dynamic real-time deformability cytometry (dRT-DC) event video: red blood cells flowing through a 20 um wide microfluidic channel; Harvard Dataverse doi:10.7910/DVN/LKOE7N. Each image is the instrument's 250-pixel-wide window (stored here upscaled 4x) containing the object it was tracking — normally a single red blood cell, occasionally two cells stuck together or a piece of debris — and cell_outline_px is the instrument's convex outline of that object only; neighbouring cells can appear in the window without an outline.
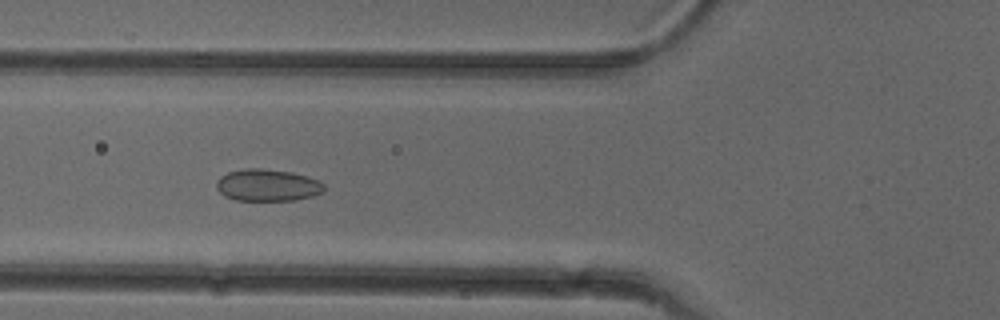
{"species": "common noctule bat (a hibernating species)", "species_latin": "Nyctalus noctula", "temperature_condition": "cold", "stored_images_in_passage": 47, "camera_frame_rate_fps": 3000, "um_per_image_px": 0.085, "animal": {"sex": "female"}, "frame": {"image": 1, "passage_image": 15, "time_ms": 4.667, "image_size_px": [1000, 320], "cell_outline_px": [[324, 192], [312, 196], [296, 200], [236, 200], [224, 196], [216, 188], [216, 180], [220, 176], [228, 172], [244, 168], [260, 168], [292, 172], [320, 180], [324, 184]], "centroid_in_image_um": [22.73, 15.73], "position_along_channel_um": 103.1, "area_um2": 20.23}}
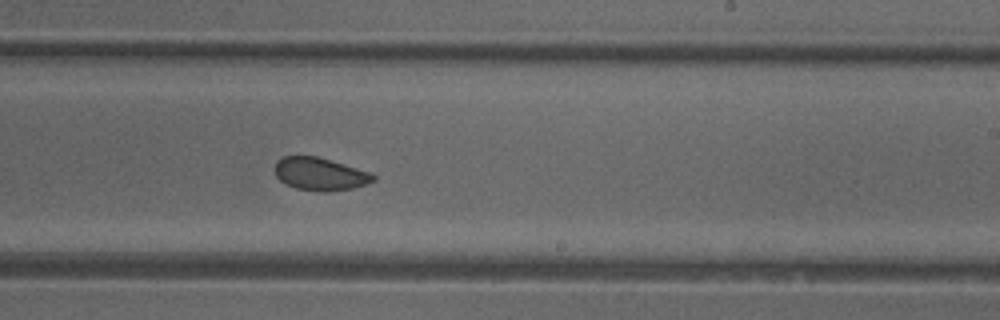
{"frame": {"image": 2, "passage_image": 27, "time_ms": 8.667, "image_size_px": [1000, 320], "cell_outline_px": [[376, 180], [352, 188], [328, 192], [296, 188], [280, 180], [276, 176], [276, 160], [284, 156], [316, 156], [372, 172], [376, 176]], "centroid_in_image_um": [27.23, 14.78], "position_along_channel_um": 261.8, "area_um2": 18.61}}
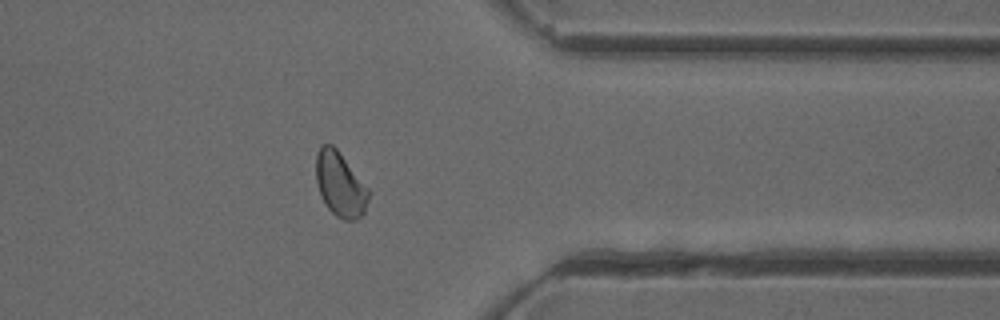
{"frame": {"image": 3, "passage_image": 37, "time_ms": 12.0, "image_size_px": [1000, 320], "cell_outline_px": [[372, 192], [364, 212], [356, 220], [344, 220], [336, 216], [324, 204], [320, 196], [316, 180], [316, 152], [320, 144], [332, 144], [336, 148]], "centroid_in_image_um": [28.91, 15.68], "position_along_channel_um": 382.5, "area_um2": 20.06}, "authors_computed_cell_mechanics": {"area_um2": 19.7098, "velocity_mm_per_s": 3.9711, "shape_relaxation_time_tau1_ms": null, "shape_relaxation_time_tau2_ms": 1.0145, "deformation_change_tau1": null, "deformation_change_tau2": 0.0551}}